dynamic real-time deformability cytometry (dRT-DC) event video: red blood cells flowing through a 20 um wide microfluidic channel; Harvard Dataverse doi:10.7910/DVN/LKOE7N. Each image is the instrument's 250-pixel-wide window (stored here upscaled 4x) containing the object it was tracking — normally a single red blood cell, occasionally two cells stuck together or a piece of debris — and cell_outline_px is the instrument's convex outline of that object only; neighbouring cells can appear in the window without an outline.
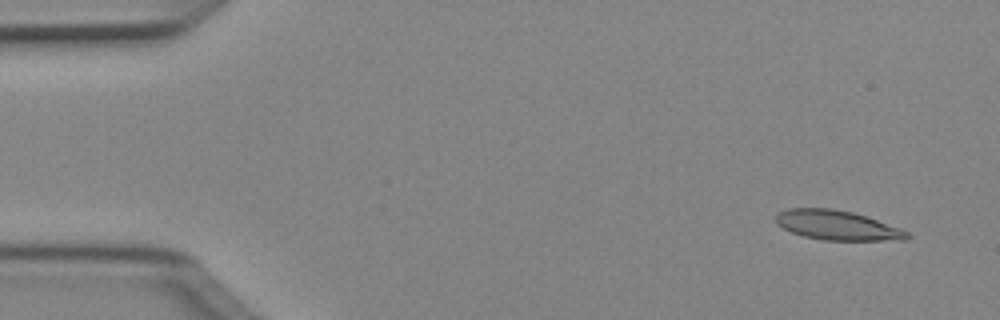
{"species": "Egyptian fruit bat (a non-hibernating species)", "species_latin": "Rousettus aegyptiacus", "temperature_condition": "cold", "stored_images_in_passage": 5, "segment_of_instrument_passage": [1, 2], "camera_frame_rate_fps": 3000, "um_per_image_px": 0.085, "animal": {"sex": "female"}, "frame": {"image": 1, "passage_image": 1, "time_ms": 0.0, "image_size_px": [1000, 320], "cell_outline_px": [[912, 236], [908, 240], [824, 240], [804, 236], [792, 232], [776, 224], [776, 212], [788, 208], [832, 208], [852, 212], [900, 228], [908, 232]], "centroid_in_image_um": [71.15, 19.15], "position_along_channel_um": 13.8, "area_um2": 22.54}}